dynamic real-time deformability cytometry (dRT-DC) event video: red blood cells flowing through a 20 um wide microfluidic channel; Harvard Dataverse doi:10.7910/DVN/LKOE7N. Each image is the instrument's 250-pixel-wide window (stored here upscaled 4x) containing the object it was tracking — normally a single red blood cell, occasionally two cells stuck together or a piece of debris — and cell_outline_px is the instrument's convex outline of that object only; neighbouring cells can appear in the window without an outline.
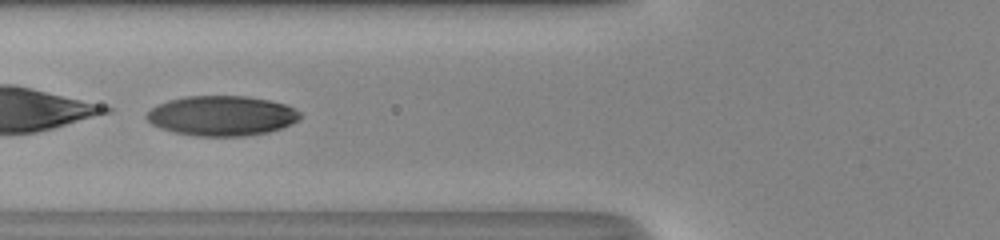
{"species": "human", "species_latin": "Homo sapiens", "temperature_condition": "room temperature", "stored_images_in_passage": 50, "camera_frame_rate_fps": 3000, "um_per_image_px": 0.085, "donor": {"sex": "male"}, "frame": {"image": 1, "passage_image": 21, "time_ms": 6.667, "image_size_px": [1000, 240], "cell_outline_px": [[300, 120], [292, 124], [268, 132], [244, 136], [196, 136], [176, 132], [160, 128], [152, 124], [144, 116], [152, 108], [168, 100], [184, 96], [248, 96], [268, 100], [284, 104], [296, 108], [300, 112]], "centroid_in_image_um": [18.87, 9.84], "position_along_channel_um": 106.9, "area_um2": 35.72}}
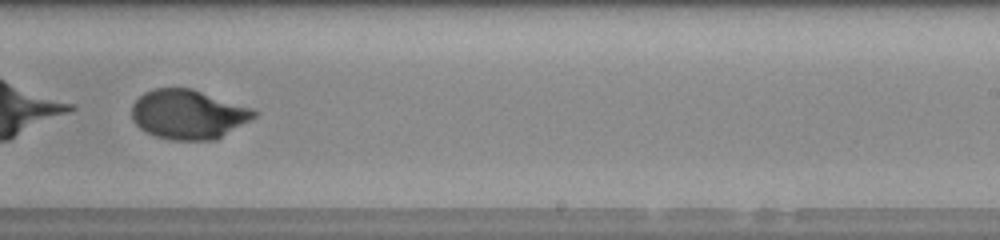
{"frame": {"image": 2, "passage_image": 33, "time_ms": 10.667, "image_size_px": [1000, 240], "cell_outline_px": [[256, 116], [216, 140], [172, 140], [156, 136], [140, 128], [132, 120], [132, 104], [144, 92], [156, 88], [192, 88], [252, 108], [256, 112]], "centroid_in_image_um": [15.98, 9.72], "position_along_channel_um": 273.0, "area_um2": 35.03}, "authors_computed_cell_mechanics": {"area_um2": 37.1943, "velocity_mm_per_s": 4.1581, "shape_relaxation_time_tau1_ms": 1.6813, "shape_relaxation_time_tau2_ms": 0.7713, "deformation_change_tau1": 0.3184, "deformation_change_tau2": 0.0298}}